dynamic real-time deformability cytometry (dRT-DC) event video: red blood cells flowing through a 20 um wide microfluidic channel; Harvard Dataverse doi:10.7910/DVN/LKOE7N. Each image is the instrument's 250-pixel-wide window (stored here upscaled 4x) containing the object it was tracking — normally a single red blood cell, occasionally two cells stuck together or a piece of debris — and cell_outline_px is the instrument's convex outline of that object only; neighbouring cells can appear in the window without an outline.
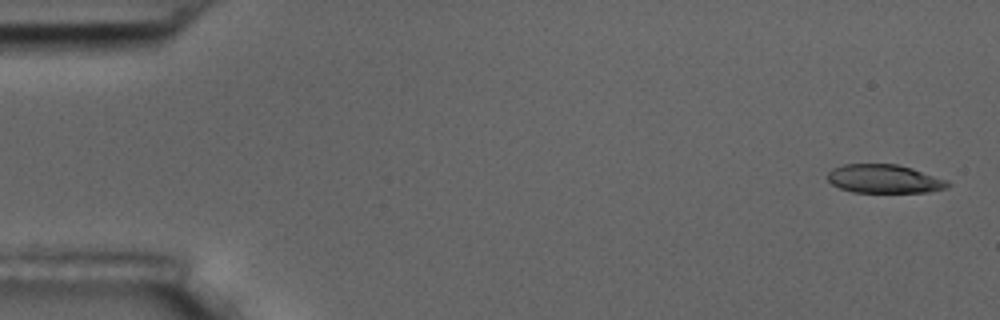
{"species": "common noctule bat (a hibernating species)", "species_latin": "Nyctalus noctula", "temperature_condition": "room temperature", "stored_images_in_passage": 6, "camera_frame_rate_fps": 3000, "um_per_image_px": 0.085, "animal": {"sex": "male", "body_mass_g": 17.5, "forearm_length_mm": 52.3}, "frame": {"image": 1, "passage_image": 1, "time_ms": 0.0, "image_size_px": [1000, 320], "cell_outline_px": [[952, 184], [944, 188], [928, 192], [852, 192], [840, 188], [832, 184], [828, 180], [828, 172], [832, 168], [844, 164], [896, 164], [912, 168], [948, 180]], "centroid_in_image_um": [75.16, 15.2], "position_along_channel_um": 9.8, "area_um2": 20.0}}
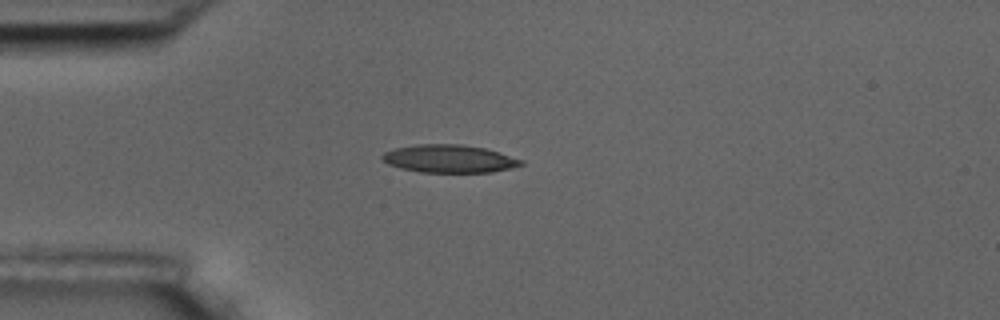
{"frame": {"image": 2, "passage_image": 4, "time_ms": 4.333, "image_size_px": [1000, 320], "cell_outline_px": [[524, 164], [512, 168], [492, 172], [420, 172], [400, 168], [388, 164], [380, 156], [384, 152], [396, 148], [416, 144], [460, 144], [484, 148], [524, 160]], "centroid_in_image_um": [38.19, 13.49], "position_along_channel_um": 46.8, "area_um2": 22.48}}